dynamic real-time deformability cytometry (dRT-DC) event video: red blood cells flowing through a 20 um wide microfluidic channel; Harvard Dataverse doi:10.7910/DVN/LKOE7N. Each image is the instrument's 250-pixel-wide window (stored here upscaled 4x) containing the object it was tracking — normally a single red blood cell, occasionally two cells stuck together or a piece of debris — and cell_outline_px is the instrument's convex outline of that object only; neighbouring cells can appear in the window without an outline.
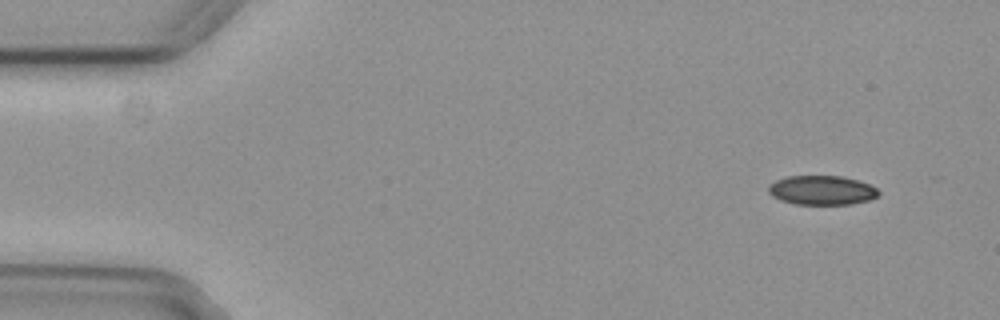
{"species": "common noctule bat (a hibernating species)", "species_latin": "Nyctalus noctula", "temperature_condition": "cold", "stored_images_in_passage": 5, "segment_of_instrument_passage": [1, 2], "camera_frame_rate_fps": 3000, "um_per_image_px": 0.085, "animal": {"sex": "female", "body_mass_g": 29.2, "forearm_length_mm": 56.3}, "frame": {"image": 1, "passage_image": 1, "time_ms": 0.0, "image_size_px": [1000, 320], "cell_outline_px": [[880, 192], [876, 196], [868, 200], [852, 204], [796, 204], [780, 200], [772, 196], [768, 192], [768, 188], [776, 180], [788, 176], [840, 176], [856, 180], [868, 184], [876, 188]], "centroid_in_image_um": [69.84, 16.17], "position_along_channel_um": 15.2, "area_um2": 18.55}}